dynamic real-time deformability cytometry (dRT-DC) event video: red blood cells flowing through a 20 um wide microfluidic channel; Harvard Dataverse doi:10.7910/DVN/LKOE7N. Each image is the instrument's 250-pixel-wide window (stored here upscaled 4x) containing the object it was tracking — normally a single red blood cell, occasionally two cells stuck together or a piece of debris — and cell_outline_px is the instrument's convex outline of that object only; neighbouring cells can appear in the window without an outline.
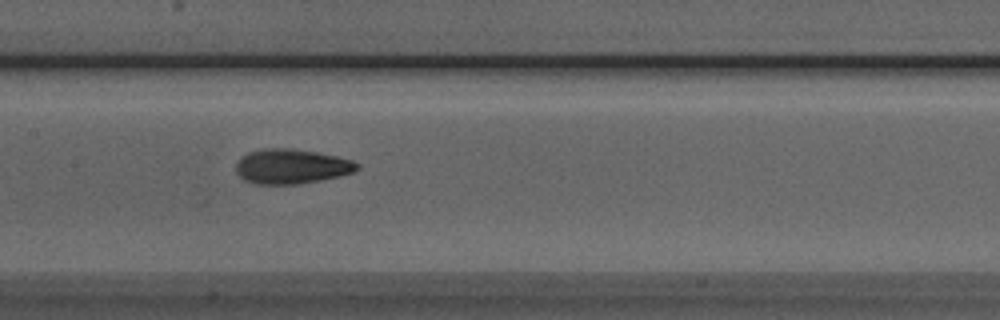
{"species": "Egyptian fruit bat (a non-hibernating species)", "species_latin": "Rousettus aegyptiacus", "temperature_condition": "room temperature", "stored_images_in_passage": 39, "camera_frame_rate_fps": 3000, "um_per_image_px": 0.085, "animal": {"sex": "male"}, "frame": {"image": 1, "passage_image": 12, "time_ms": 3.667, "image_size_px": [1000, 320], "cell_outline_px": [[360, 168], [352, 172], [340, 176], [320, 180], [296, 184], [256, 184], [244, 180], [236, 172], [236, 164], [240, 156], [248, 152], [264, 148], [292, 148], [316, 152], [336, 156], [352, 160], [360, 164]], "centroid_in_image_um": [24.76, 14.14], "position_along_channel_um": 182.6, "area_um2": 24.62}}
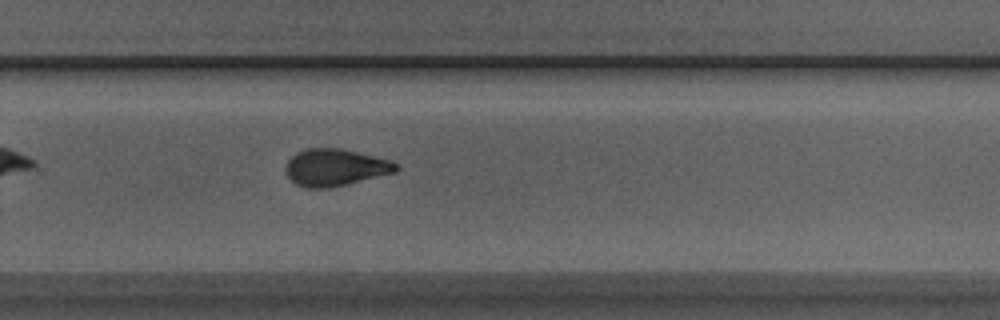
{"frame": {"image": 2, "passage_image": 21, "time_ms": 6.667, "image_size_px": [1000, 320], "cell_outline_px": [[400, 168], [396, 172], [348, 184], [328, 188], [304, 188], [296, 184], [288, 176], [284, 168], [288, 160], [296, 152], [304, 148], [340, 148], [392, 160], [400, 164]], "centroid_in_image_um": [28.51, 14.23], "position_along_channel_um": 301.3, "area_um2": 24.1}}
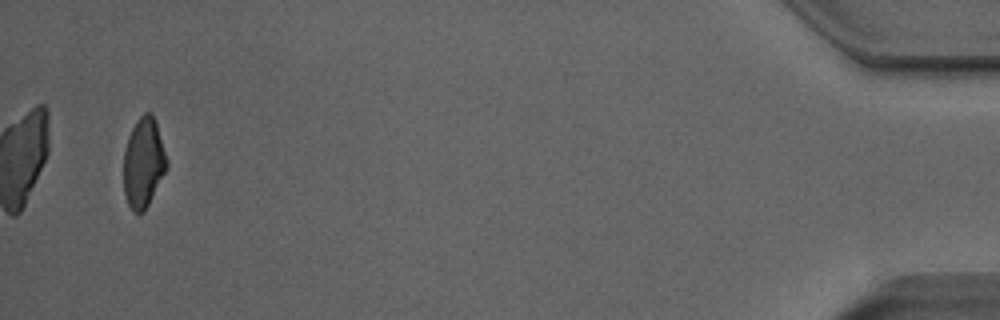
{"frame": {"image": 3, "passage_image": 37, "time_ms": 12.0, "image_size_px": [1000, 320], "cell_outline_px": [[168, 168], [144, 212], [132, 212], [128, 204], [124, 192], [124, 152], [128, 136], [136, 120], [144, 112], [152, 112], [168, 160]], "centroid_in_image_um": [12.2, 13.83], "position_along_channel_um": 423.0, "area_um2": 22.6}, "authors_computed_cell_mechanics": {"area_um2": 23.8136, "velocity_mm_per_s": 3.9787, "shape_relaxation_time_tau1_ms": 5.9024, "shape_relaxation_time_tau2_ms": 1.7148, "deformation_change_tau1": 0.1721, "deformation_change_tau2": 0.0887}}